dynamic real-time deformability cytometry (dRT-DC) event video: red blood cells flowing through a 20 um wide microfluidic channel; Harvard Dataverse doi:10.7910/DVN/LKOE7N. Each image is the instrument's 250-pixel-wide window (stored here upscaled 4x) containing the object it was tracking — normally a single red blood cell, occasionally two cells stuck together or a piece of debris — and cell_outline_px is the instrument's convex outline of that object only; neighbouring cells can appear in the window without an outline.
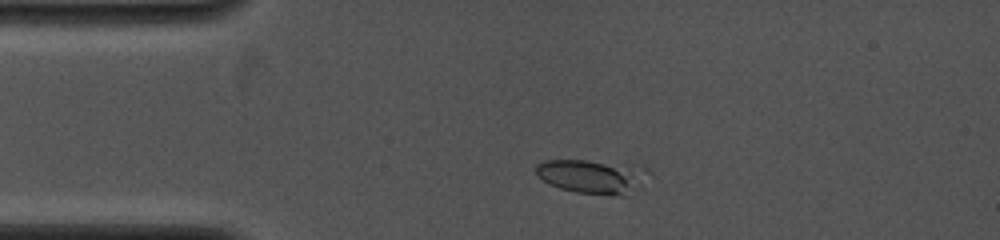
{"species": "common noctule bat (a hibernating species)", "species_latin": "Nyctalus noctula", "temperature_condition": "cold", "stored_images_in_passage": 7, "camera_frame_rate_fps": 4000, "um_per_image_px": 0.085, "animal": {"sex": "female", "body_mass_g": 19.0, "forearm_length_mm": 53.3}, "frame": {"image": 1, "passage_image": 3, "time_ms": 1.75, "image_size_px": [1000, 240], "cell_outline_px": [[632, 188], [628, 196], [620, 196], [576, 192], [560, 188], [536, 176], [536, 164], [544, 160], [588, 160], [604, 164], [612, 168], [624, 176], [632, 184]], "centroid_in_image_um": [49.64, 15.05], "position_along_channel_um": 35.4, "area_um2": 18.21}}